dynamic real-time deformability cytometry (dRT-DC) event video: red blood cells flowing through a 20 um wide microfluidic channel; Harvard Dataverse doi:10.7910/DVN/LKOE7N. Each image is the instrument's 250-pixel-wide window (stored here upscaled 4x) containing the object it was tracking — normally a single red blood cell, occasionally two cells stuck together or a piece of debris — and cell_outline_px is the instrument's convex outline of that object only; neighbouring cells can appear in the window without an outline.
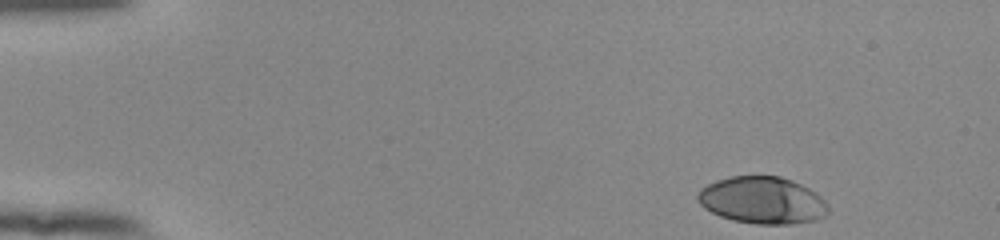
{"species": "human", "species_latin": "Homo sapiens", "temperature_condition": "room temperature", "stored_images_in_passage": 49, "camera_frame_rate_fps": 3000, "um_per_image_px": 0.085, "donor": {"sex": "female"}, "frame": {"image": 1, "passage_image": 1, "time_ms": 0.0, "image_size_px": [1000, 240], "cell_outline_px": [[828, 212], [824, 216], [816, 220], [788, 224], [756, 224], [732, 220], [720, 216], [704, 208], [700, 204], [696, 196], [700, 188], [716, 180], [732, 176], [780, 176], [792, 180], [816, 192], [828, 204]], "centroid_in_image_um": [64.79, 17.02], "position_along_channel_um": 20.2, "area_um2": 35.84}}
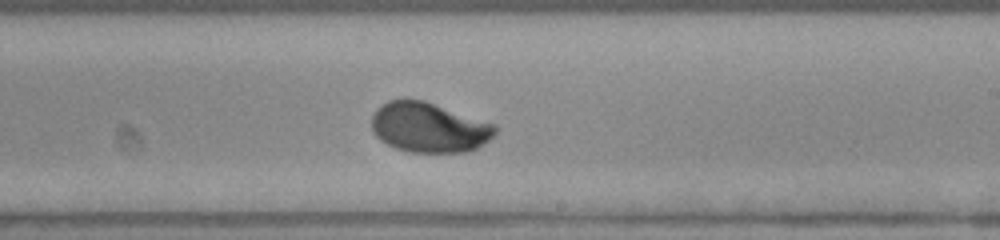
{"frame": {"image": 2, "passage_image": 28, "time_ms": 9.0, "image_size_px": [1000, 240], "cell_outline_px": [[496, 132], [484, 144], [468, 152], [408, 152], [396, 148], [380, 140], [372, 132], [372, 116], [376, 108], [380, 104], [388, 100], [404, 96], [424, 100], [496, 124]], "centroid_in_image_um": [36.42, 10.8], "position_along_channel_um": 252.6, "area_um2": 36.53}}
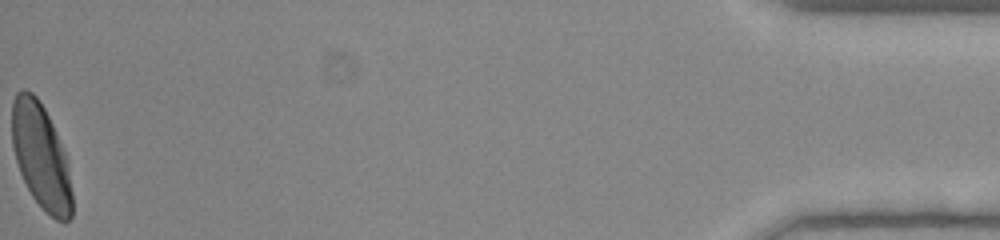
{"frame": {"image": 3, "passage_image": 49, "time_ms": 16.0, "image_size_px": [1000, 240], "cell_outline_px": [[72, 216], [64, 224], [56, 220], [32, 196], [20, 172], [16, 160], [12, 144], [12, 104], [16, 92], [24, 88], [32, 92], [36, 96], [44, 108], [56, 132], [64, 152], [68, 164], [72, 192]], "centroid_in_image_um": [3.48, 13.28], "position_along_channel_um": 431.7, "area_um2": 36.59}, "authors_computed_cell_mechanics": {"area_um2": 35.8938, "velocity_mm_per_s": 3.8521, "shape_relaxation_time_tau1_ms": 2.9243, "shape_relaxation_time_tau2_ms": null, "deformation_change_tau1": 0.1665, "deformation_change_tau2": null}}